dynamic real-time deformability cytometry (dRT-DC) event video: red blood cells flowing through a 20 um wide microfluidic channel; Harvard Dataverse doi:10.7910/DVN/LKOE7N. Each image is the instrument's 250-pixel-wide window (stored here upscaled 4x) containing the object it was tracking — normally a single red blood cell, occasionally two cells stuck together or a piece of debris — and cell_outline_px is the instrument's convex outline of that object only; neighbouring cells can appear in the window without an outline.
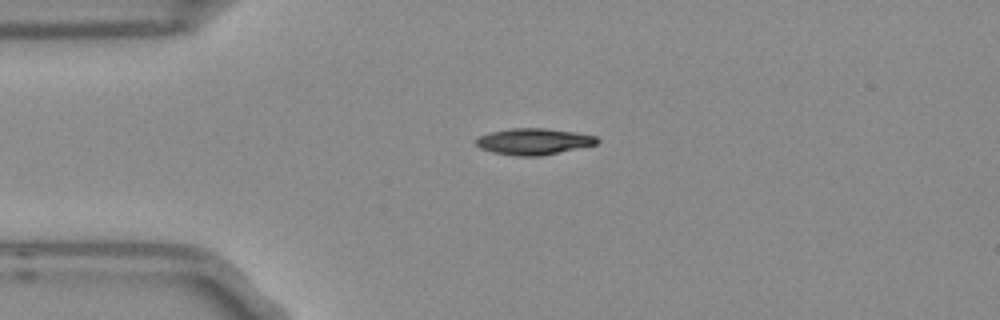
{"species": "Egyptian fruit bat (a non-hibernating species)", "species_latin": "Rousettus aegyptiacus", "temperature_condition": "room temperature", "stored_images_in_passage": 42, "camera_frame_rate_fps": 3000, "um_per_image_px": 0.085, "frame": {"image": 1, "passage_image": 1, "time_ms": 0.0, "image_size_px": [1000, 320], "cell_outline_px": [[600, 140], [596, 144], [540, 156], [512, 156], [492, 152], [480, 148], [472, 140], [480, 136], [492, 132], [512, 128], [544, 128], [576, 132], [596, 136]], "centroid_in_image_um": [45.33, 12.03], "position_along_channel_um": 39.7, "area_um2": 18.55}}
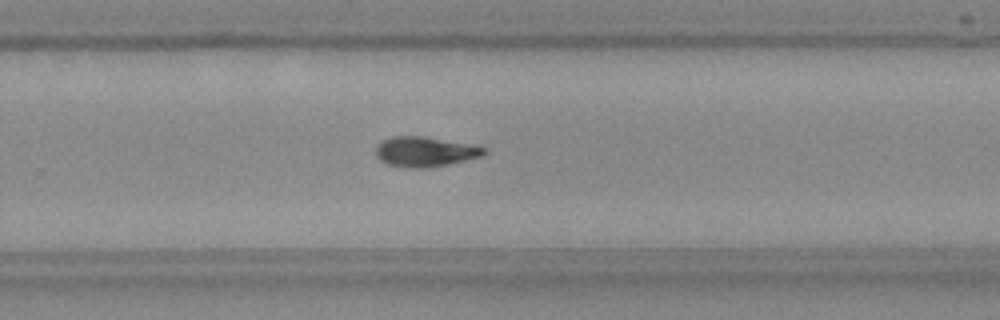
{"frame": {"image": 2, "passage_image": 23, "time_ms": 7.333, "image_size_px": [1000, 320], "cell_outline_px": [[484, 152], [480, 156], [448, 164], [428, 168], [408, 168], [388, 164], [380, 160], [376, 156], [376, 144], [392, 136], [424, 136], [484, 148]], "centroid_in_image_um": [36.01, 12.9], "position_along_channel_um": 293.8, "area_um2": 18.44}}
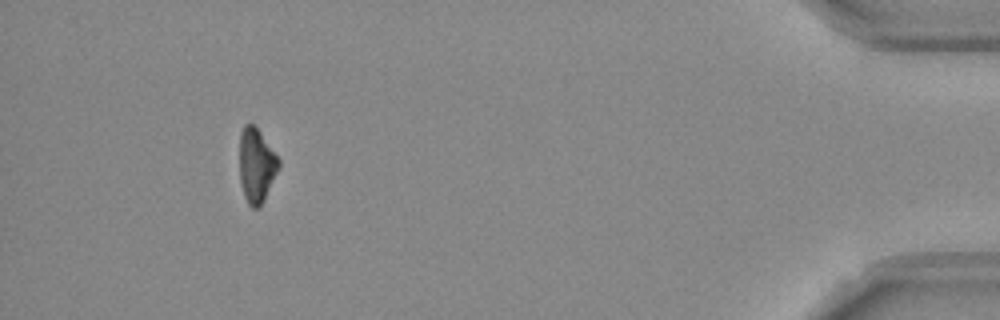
{"frame": {"image": 3, "passage_image": 38, "time_ms": 12.333, "image_size_px": [1000, 320], "cell_outline_px": [[280, 164], [264, 200], [260, 208], [252, 208], [248, 204], [244, 196], [240, 180], [240, 132], [244, 124], [252, 124], [260, 132], [280, 160]], "centroid_in_image_um": [21.78, 14.07], "position_along_channel_um": 413.4, "area_um2": 16.76}, "authors_computed_cell_mechanics": {"area_um2": 18.3226, "velocity_mm_per_s": 3.7793, "shape_relaxation_time_tau1_ms": 4.8396, "shape_relaxation_time_tau2_ms": 6.2022, "deformation_change_tau1": 0.1428, "deformation_change_tau2": 0.1108}}